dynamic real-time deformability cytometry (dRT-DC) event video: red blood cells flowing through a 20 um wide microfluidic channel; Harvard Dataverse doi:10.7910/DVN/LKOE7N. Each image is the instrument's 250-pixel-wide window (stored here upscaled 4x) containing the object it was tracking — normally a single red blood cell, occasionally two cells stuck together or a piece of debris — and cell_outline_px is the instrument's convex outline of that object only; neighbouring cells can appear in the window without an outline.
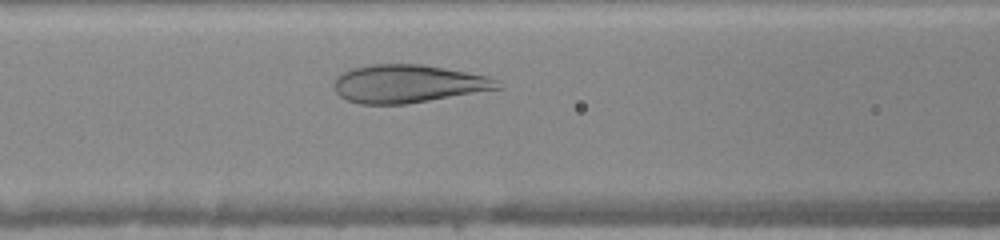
{"species": "human", "species_latin": "Homo sapiens", "temperature_condition": "warm", "stored_images_in_passage": 30, "camera_frame_rate_fps": 3000, "um_per_image_px": 0.085, "donor": {"sex": "female"}, "frame": {"image": 1, "passage_image": 10, "time_ms": 3.0, "image_size_px": [1000, 240], "cell_outline_px": [[504, 88], [408, 104], [360, 104], [348, 100], [340, 96], [336, 92], [332, 84], [336, 76], [352, 68], [372, 64], [420, 64], [488, 76], [500, 80]], "centroid_in_image_um": [34.7, 7.13], "position_along_channel_um": 131.9, "area_um2": 36.47}}
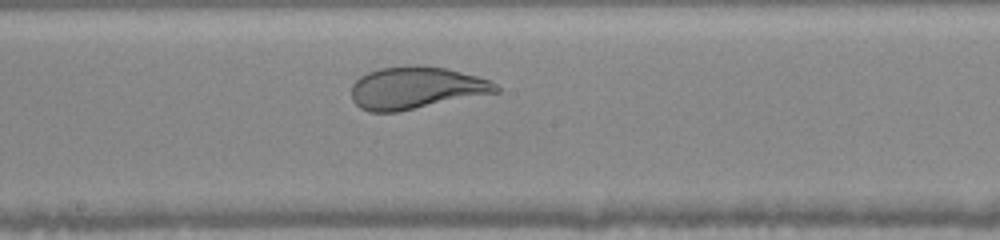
{"frame": {"image": 2, "passage_image": 16, "time_ms": 5.0, "image_size_px": [1000, 240], "cell_outline_px": [[500, 92], [400, 112], [368, 112], [360, 108], [352, 100], [352, 84], [360, 76], [368, 72], [380, 68], [412, 64], [416, 64], [448, 68], [476, 76], [488, 80], [496, 84], [500, 88]], "centroid_in_image_um": [35.36, 7.47], "position_along_channel_um": 212.8, "area_um2": 36.07}}
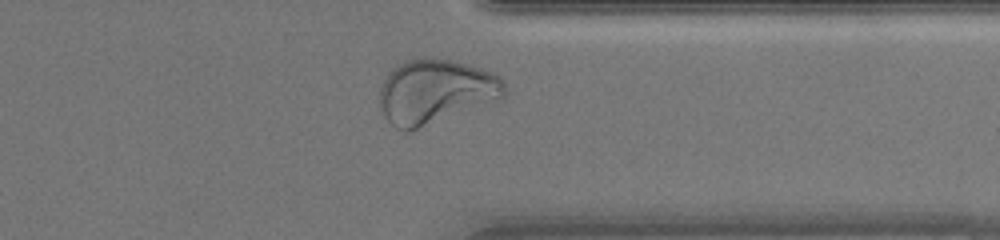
{"frame": {"image": 3, "passage_image": 28, "time_ms": 9.0, "image_size_px": [1000, 240], "cell_outline_px": [[508, 92], [504, 100], [408, 132], [404, 132], [396, 128], [384, 116], [380, 104], [380, 88], [388, 72], [392, 68], [408, 60], [432, 56], [452, 60], [468, 64], [496, 72], [500, 76]], "centroid_in_image_um": [37.1, 7.78], "position_along_channel_um": 374.3, "area_um2": 47.92}, "authors_computed_cell_mechanics": {"area_um2": 37.1943, "velocity_mm_per_s": 4.0503, "shape_relaxation_time_tau1_ms": 4.3034, "shape_relaxation_time_tau2_ms": null, "deformation_change_tau1": 0.2113, "deformation_change_tau2": null}}